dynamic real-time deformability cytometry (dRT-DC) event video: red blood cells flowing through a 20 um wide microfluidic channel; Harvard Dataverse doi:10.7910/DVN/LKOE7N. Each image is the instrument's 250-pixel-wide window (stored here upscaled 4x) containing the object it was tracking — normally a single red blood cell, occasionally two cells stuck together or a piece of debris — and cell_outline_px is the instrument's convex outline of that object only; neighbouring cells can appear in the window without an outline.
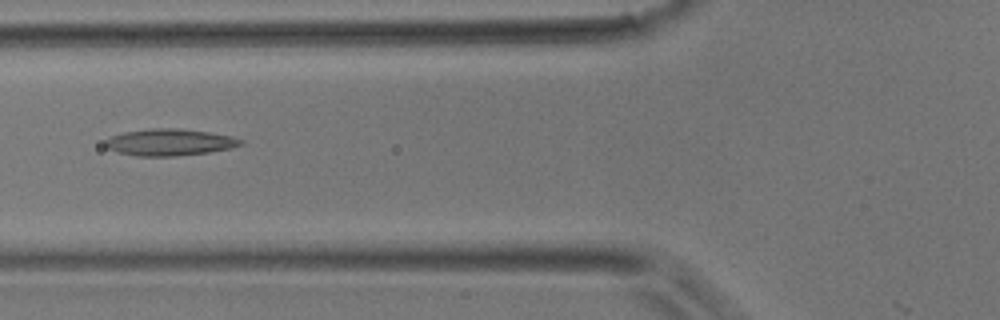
{"species": "common noctule bat (a hibernating species)", "species_latin": "Nyctalus noctula", "temperature_condition": "room temperature", "stored_images_in_passage": 5, "camera_frame_rate_fps": 3000, "um_per_image_px": 0.085, "animal": {"sex": "male", "body_mass_g": 17.9}, "frame": {"image": 1, "passage_image": 5, "time_ms": 1.333, "image_size_px": [1000, 320], "cell_outline_px": [[244, 144], [232, 148], [208, 152], [172, 156], [136, 156], [120, 152], [108, 148], [104, 144], [104, 140], [112, 136], [124, 132], [148, 128], [176, 128], [208, 132], [232, 136], [244, 140]], "centroid_in_image_um": [14.44, 12.08], "position_along_channel_um": 111.4, "area_um2": 21.04}}